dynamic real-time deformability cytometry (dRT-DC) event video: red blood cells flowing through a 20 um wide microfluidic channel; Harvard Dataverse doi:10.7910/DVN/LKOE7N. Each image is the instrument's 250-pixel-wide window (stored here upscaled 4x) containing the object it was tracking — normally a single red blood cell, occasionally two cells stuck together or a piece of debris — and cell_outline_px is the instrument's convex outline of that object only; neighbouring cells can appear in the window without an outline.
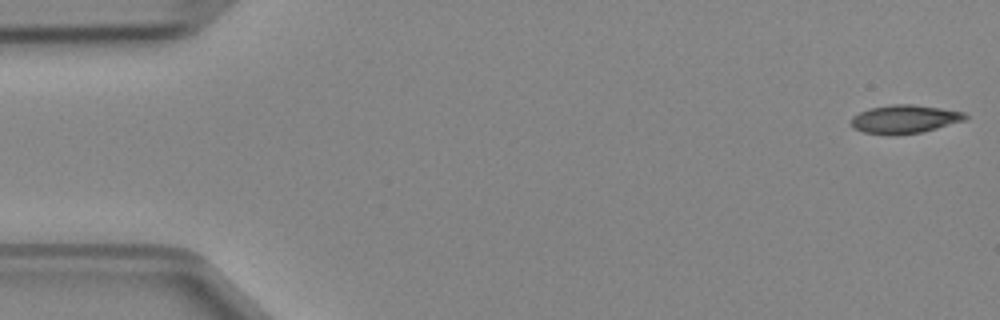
{"species": "Egyptian fruit bat (a non-hibernating species)", "species_latin": "Rousettus aegyptiacus", "temperature_condition": "cold", "stored_images_in_passage": 47, "camera_frame_rate_fps": 3000, "um_per_image_px": 0.085, "animal": {"sex": "female"}, "frame": {"image": 1, "passage_image": 1, "time_ms": 0.0, "image_size_px": [1000, 320], "cell_outline_px": [[968, 120], [920, 132], [896, 136], [888, 136], [864, 132], [852, 128], [852, 116], [868, 108], [892, 104], [912, 104], [940, 108], [964, 112], [968, 116]], "centroid_in_image_um": [76.88, 10.14], "position_along_channel_um": 8.1, "area_um2": 19.13}}
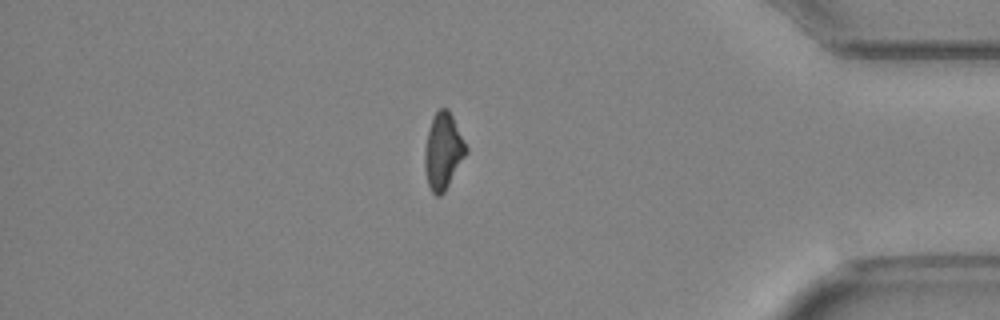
{"frame": {"image": 2, "passage_image": 40, "time_ms": 13.0, "image_size_px": [1000, 320], "cell_outline_px": [[468, 152], [444, 192], [440, 196], [436, 196], [432, 192], [428, 184], [424, 168], [424, 152], [428, 132], [432, 116], [440, 108], [448, 108], [468, 148]], "centroid_in_image_um": [37.66, 12.85], "position_along_channel_um": 397.5, "area_um2": 18.32}}
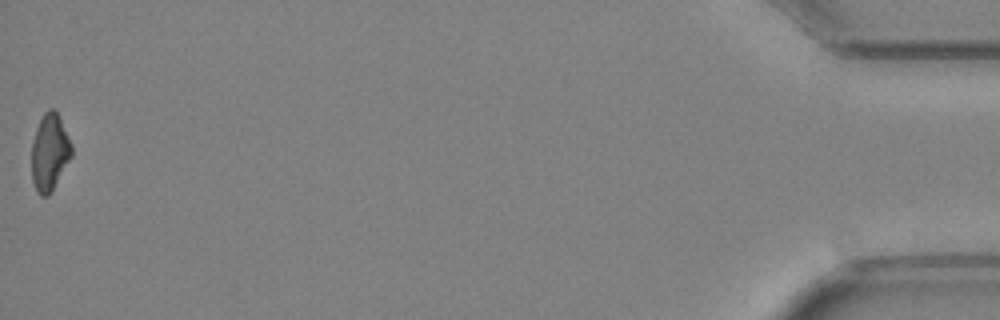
{"frame": {"image": 3, "passage_image": 47, "time_ms": 15.333, "image_size_px": [1000, 320], "cell_outline_px": [[72, 156], [52, 192], [48, 196], [40, 196], [36, 192], [32, 180], [32, 140], [36, 128], [44, 112], [48, 108], [52, 108], [60, 116], [72, 144]], "centroid_in_image_um": [4.23, 12.96], "position_along_channel_um": 431.0, "area_um2": 18.21}}